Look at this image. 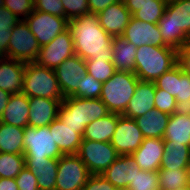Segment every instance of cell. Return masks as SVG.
<instances>
[{
  "label": "cell",
  "mask_w": 190,
  "mask_h": 190,
  "mask_svg": "<svg viewBox=\"0 0 190 190\" xmlns=\"http://www.w3.org/2000/svg\"><path fill=\"white\" fill-rule=\"evenodd\" d=\"M68 29L74 41L75 55L83 60L112 62V39L102 29L97 14L89 13L69 21Z\"/></svg>",
  "instance_id": "6da1fadb"
},
{
  "label": "cell",
  "mask_w": 190,
  "mask_h": 190,
  "mask_svg": "<svg viewBox=\"0 0 190 190\" xmlns=\"http://www.w3.org/2000/svg\"><path fill=\"white\" fill-rule=\"evenodd\" d=\"M157 24L163 42L167 46L180 50L190 38V0L168 2Z\"/></svg>",
  "instance_id": "7a4b0ae2"
},
{
  "label": "cell",
  "mask_w": 190,
  "mask_h": 190,
  "mask_svg": "<svg viewBox=\"0 0 190 190\" xmlns=\"http://www.w3.org/2000/svg\"><path fill=\"white\" fill-rule=\"evenodd\" d=\"M110 112L99 98L66 97L62 101L58 118L65 125L75 129L82 137L85 128L92 121L105 117Z\"/></svg>",
  "instance_id": "3957f363"
},
{
  "label": "cell",
  "mask_w": 190,
  "mask_h": 190,
  "mask_svg": "<svg viewBox=\"0 0 190 190\" xmlns=\"http://www.w3.org/2000/svg\"><path fill=\"white\" fill-rule=\"evenodd\" d=\"M136 52L134 73L142 81L154 82L178 63V50L171 46L143 45Z\"/></svg>",
  "instance_id": "277c9868"
},
{
  "label": "cell",
  "mask_w": 190,
  "mask_h": 190,
  "mask_svg": "<svg viewBox=\"0 0 190 190\" xmlns=\"http://www.w3.org/2000/svg\"><path fill=\"white\" fill-rule=\"evenodd\" d=\"M139 78L134 72L116 71L102 85L100 100L111 113L122 115L135 92Z\"/></svg>",
  "instance_id": "5b68a950"
},
{
  "label": "cell",
  "mask_w": 190,
  "mask_h": 190,
  "mask_svg": "<svg viewBox=\"0 0 190 190\" xmlns=\"http://www.w3.org/2000/svg\"><path fill=\"white\" fill-rule=\"evenodd\" d=\"M22 93L28 97L64 99L54 69L43 67L36 62L26 63Z\"/></svg>",
  "instance_id": "8992f818"
},
{
  "label": "cell",
  "mask_w": 190,
  "mask_h": 190,
  "mask_svg": "<svg viewBox=\"0 0 190 190\" xmlns=\"http://www.w3.org/2000/svg\"><path fill=\"white\" fill-rule=\"evenodd\" d=\"M40 45L24 20H20L11 30V38L5 54L7 58L24 63L35 62Z\"/></svg>",
  "instance_id": "52a82bcc"
},
{
  "label": "cell",
  "mask_w": 190,
  "mask_h": 190,
  "mask_svg": "<svg viewBox=\"0 0 190 190\" xmlns=\"http://www.w3.org/2000/svg\"><path fill=\"white\" fill-rule=\"evenodd\" d=\"M76 155L91 175L102 174L120 155L110 142L83 139Z\"/></svg>",
  "instance_id": "ba28073f"
},
{
  "label": "cell",
  "mask_w": 190,
  "mask_h": 190,
  "mask_svg": "<svg viewBox=\"0 0 190 190\" xmlns=\"http://www.w3.org/2000/svg\"><path fill=\"white\" fill-rule=\"evenodd\" d=\"M90 173L85 163L76 155H62L58 158L55 190H81Z\"/></svg>",
  "instance_id": "9c48e42d"
},
{
  "label": "cell",
  "mask_w": 190,
  "mask_h": 190,
  "mask_svg": "<svg viewBox=\"0 0 190 190\" xmlns=\"http://www.w3.org/2000/svg\"><path fill=\"white\" fill-rule=\"evenodd\" d=\"M63 154L54 142L49 126L24 128L25 158H59Z\"/></svg>",
  "instance_id": "30bf717a"
},
{
  "label": "cell",
  "mask_w": 190,
  "mask_h": 190,
  "mask_svg": "<svg viewBox=\"0 0 190 190\" xmlns=\"http://www.w3.org/2000/svg\"><path fill=\"white\" fill-rule=\"evenodd\" d=\"M35 35L40 47L50 43L57 35L68 29L69 20L46 12L36 11L24 19Z\"/></svg>",
  "instance_id": "8fae6325"
},
{
  "label": "cell",
  "mask_w": 190,
  "mask_h": 190,
  "mask_svg": "<svg viewBox=\"0 0 190 190\" xmlns=\"http://www.w3.org/2000/svg\"><path fill=\"white\" fill-rule=\"evenodd\" d=\"M75 55L74 41L69 29L57 35L50 43L40 48L37 64L55 69L63 61Z\"/></svg>",
  "instance_id": "7c38bea8"
},
{
  "label": "cell",
  "mask_w": 190,
  "mask_h": 190,
  "mask_svg": "<svg viewBox=\"0 0 190 190\" xmlns=\"http://www.w3.org/2000/svg\"><path fill=\"white\" fill-rule=\"evenodd\" d=\"M143 135L135 119L119 115L110 143L119 155L130 156L143 142Z\"/></svg>",
  "instance_id": "4fadbf2b"
},
{
  "label": "cell",
  "mask_w": 190,
  "mask_h": 190,
  "mask_svg": "<svg viewBox=\"0 0 190 190\" xmlns=\"http://www.w3.org/2000/svg\"><path fill=\"white\" fill-rule=\"evenodd\" d=\"M54 72L63 96L66 98L72 96L80 88V83L87 74V66L85 60L74 55L63 61L54 69Z\"/></svg>",
  "instance_id": "5bb4252c"
},
{
  "label": "cell",
  "mask_w": 190,
  "mask_h": 190,
  "mask_svg": "<svg viewBox=\"0 0 190 190\" xmlns=\"http://www.w3.org/2000/svg\"><path fill=\"white\" fill-rule=\"evenodd\" d=\"M122 37L137 48L143 45L167 46L160 33L158 24L143 22L131 17Z\"/></svg>",
  "instance_id": "9a60e30c"
},
{
  "label": "cell",
  "mask_w": 190,
  "mask_h": 190,
  "mask_svg": "<svg viewBox=\"0 0 190 190\" xmlns=\"http://www.w3.org/2000/svg\"><path fill=\"white\" fill-rule=\"evenodd\" d=\"M132 14L123 0L111 4L97 14L100 26L112 37L122 36L129 24Z\"/></svg>",
  "instance_id": "2e32d148"
},
{
  "label": "cell",
  "mask_w": 190,
  "mask_h": 190,
  "mask_svg": "<svg viewBox=\"0 0 190 190\" xmlns=\"http://www.w3.org/2000/svg\"><path fill=\"white\" fill-rule=\"evenodd\" d=\"M63 100L29 97L28 125L35 128L49 126L58 118L60 105Z\"/></svg>",
  "instance_id": "e0dca14e"
},
{
  "label": "cell",
  "mask_w": 190,
  "mask_h": 190,
  "mask_svg": "<svg viewBox=\"0 0 190 190\" xmlns=\"http://www.w3.org/2000/svg\"><path fill=\"white\" fill-rule=\"evenodd\" d=\"M163 138H144L140 147L130 156L144 171H158L164 154Z\"/></svg>",
  "instance_id": "ac0fdd59"
},
{
  "label": "cell",
  "mask_w": 190,
  "mask_h": 190,
  "mask_svg": "<svg viewBox=\"0 0 190 190\" xmlns=\"http://www.w3.org/2000/svg\"><path fill=\"white\" fill-rule=\"evenodd\" d=\"M156 86L154 82L139 80L134 95L129 100L125 112L128 118L136 119L155 108Z\"/></svg>",
  "instance_id": "d6986e66"
},
{
  "label": "cell",
  "mask_w": 190,
  "mask_h": 190,
  "mask_svg": "<svg viewBox=\"0 0 190 190\" xmlns=\"http://www.w3.org/2000/svg\"><path fill=\"white\" fill-rule=\"evenodd\" d=\"M141 171L131 156L120 155L102 174L117 189H127L136 172Z\"/></svg>",
  "instance_id": "ffe728a7"
},
{
  "label": "cell",
  "mask_w": 190,
  "mask_h": 190,
  "mask_svg": "<svg viewBox=\"0 0 190 190\" xmlns=\"http://www.w3.org/2000/svg\"><path fill=\"white\" fill-rule=\"evenodd\" d=\"M25 164L37 177L39 190H55L58 158H25Z\"/></svg>",
  "instance_id": "44dd1931"
},
{
  "label": "cell",
  "mask_w": 190,
  "mask_h": 190,
  "mask_svg": "<svg viewBox=\"0 0 190 190\" xmlns=\"http://www.w3.org/2000/svg\"><path fill=\"white\" fill-rule=\"evenodd\" d=\"M26 63L5 57L0 60V89L21 93Z\"/></svg>",
  "instance_id": "7402d4cb"
},
{
  "label": "cell",
  "mask_w": 190,
  "mask_h": 190,
  "mask_svg": "<svg viewBox=\"0 0 190 190\" xmlns=\"http://www.w3.org/2000/svg\"><path fill=\"white\" fill-rule=\"evenodd\" d=\"M49 131L63 155L76 154L78 152L83 137L76 133L74 128L65 125L57 118L49 125Z\"/></svg>",
  "instance_id": "603a6c76"
},
{
  "label": "cell",
  "mask_w": 190,
  "mask_h": 190,
  "mask_svg": "<svg viewBox=\"0 0 190 190\" xmlns=\"http://www.w3.org/2000/svg\"><path fill=\"white\" fill-rule=\"evenodd\" d=\"M28 117L29 97L22 92L11 94L0 122L25 128L28 126Z\"/></svg>",
  "instance_id": "cb8c5ba5"
},
{
  "label": "cell",
  "mask_w": 190,
  "mask_h": 190,
  "mask_svg": "<svg viewBox=\"0 0 190 190\" xmlns=\"http://www.w3.org/2000/svg\"><path fill=\"white\" fill-rule=\"evenodd\" d=\"M163 139L190 145V110H178L170 115Z\"/></svg>",
  "instance_id": "d4e9b609"
},
{
  "label": "cell",
  "mask_w": 190,
  "mask_h": 190,
  "mask_svg": "<svg viewBox=\"0 0 190 190\" xmlns=\"http://www.w3.org/2000/svg\"><path fill=\"white\" fill-rule=\"evenodd\" d=\"M170 115L156 108L135 119L144 138H163Z\"/></svg>",
  "instance_id": "484cf974"
},
{
  "label": "cell",
  "mask_w": 190,
  "mask_h": 190,
  "mask_svg": "<svg viewBox=\"0 0 190 190\" xmlns=\"http://www.w3.org/2000/svg\"><path fill=\"white\" fill-rule=\"evenodd\" d=\"M137 47L122 36L112 39V62L117 71H135Z\"/></svg>",
  "instance_id": "4316f807"
},
{
  "label": "cell",
  "mask_w": 190,
  "mask_h": 190,
  "mask_svg": "<svg viewBox=\"0 0 190 190\" xmlns=\"http://www.w3.org/2000/svg\"><path fill=\"white\" fill-rule=\"evenodd\" d=\"M164 147L160 169H190V145L164 141Z\"/></svg>",
  "instance_id": "83f0119b"
},
{
  "label": "cell",
  "mask_w": 190,
  "mask_h": 190,
  "mask_svg": "<svg viewBox=\"0 0 190 190\" xmlns=\"http://www.w3.org/2000/svg\"><path fill=\"white\" fill-rule=\"evenodd\" d=\"M118 113H109L105 117L92 121L85 128L83 139L110 142L118 122Z\"/></svg>",
  "instance_id": "f1b7e54d"
},
{
  "label": "cell",
  "mask_w": 190,
  "mask_h": 190,
  "mask_svg": "<svg viewBox=\"0 0 190 190\" xmlns=\"http://www.w3.org/2000/svg\"><path fill=\"white\" fill-rule=\"evenodd\" d=\"M0 152L24 154V128L0 122Z\"/></svg>",
  "instance_id": "f546056e"
},
{
  "label": "cell",
  "mask_w": 190,
  "mask_h": 190,
  "mask_svg": "<svg viewBox=\"0 0 190 190\" xmlns=\"http://www.w3.org/2000/svg\"><path fill=\"white\" fill-rule=\"evenodd\" d=\"M159 190H187L190 188V169H159Z\"/></svg>",
  "instance_id": "4dcf8cb0"
},
{
  "label": "cell",
  "mask_w": 190,
  "mask_h": 190,
  "mask_svg": "<svg viewBox=\"0 0 190 190\" xmlns=\"http://www.w3.org/2000/svg\"><path fill=\"white\" fill-rule=\"evenodd\" d=\"M25 166L24 154L0 152V178L15 179Z\"/></svg>",
  "instance_id": "1f68e13d"
},
{
  "label": "cell",
  "mask_w": 190,
  "mask_h": 190,
  "mask_svg": "<svg viewBox=\"0 0 190 190\" xmlns=\"http://www.w3.org/2000/svg\"><path fill=\"white\" fill-rule=\"evenodd\" d=\"M87 74L93 76L97 81L106 82L117 71L113 62L98 60H85Z\"/></svg>",
  "instance_id": "d6a6232c"
},
{
  "label": "cell",
  "mask_w": 190,
  "mask_h": 190,
  "mask_svg": "<svg viewBox=\"0 0 190 190\" xmlns=\"http://www.w3.org/2000/svg\"><path fill=\"white\" fill-rule=\"evenodd\" d=\"M19 21V18L0 4V47L4 51L11 38V30Z\"/></svg>",
  "instance_id": "836d02e7"
},
{
  "label": "cell",
  "mask_w": 190,
  "mask_h": 190,
  "mask_svg": "<svg viewBox=\"0 0 190 190\" xmlns=\"http://www.w3.org/2000/svg\"><path fill=\"white\" fill-rule=\"evenodd\" d=\"M127 190H159L158 171L141 170L136 172Z\"/></svg>",
  "instance_id": "e575fe53"
},
{
  "label": "cell",
  "mask_w": 190,
  "mask_h": 190,
  "mask_svg": "<svg viewBox=\"0 0 190 190\" xmlns=\"http://www.w3.org/2000/svg\"><path fill=\"white\" fill-rule=\"evenodd\" d=\"M179 110H190V75L179 64V81L175 97Z\"/></svg>",
  "instance_id": "d590c367"
},
{
  "label": "cell",
  "mask_w": 190,
  "mask_h": 190,
  "mask_svg": "<svg viewBox=\"0 0 190 190\" xmlns=\"http://www.w3.org/2000/svg\"><path fill=\"white\" fill-rule=\"evenodd\" d=\"M179 81V63L173 68L166 71L163 75L157 78L154 83L156 88L167 91L170 95L177 96V87Z\"/></svg>",
  "instance_id": "8d00e7d4"
},
{
  "label": "cell",
  "mask_w": 190,
  "mask_h": 190,
  "mask_svg": "<svg viewBox=\"0 0 190 190\" xmlns=\"http://www.w3.org/2000/svg\"><path fill=\"white\" fill-rule=\"evenodd\" d=\"M103 83L97 81L93 76L86 74L80 83V88L72 95L77 98H100Z\"/></svg>",
  "instance_id": "74e56055"
},
{
  "label": "cell",
  "mask_w": 190,
  "mask_h": 190,
  "mask_svg": "<svg viewBox=\"0 0 190 190\" xmlns=\"http://www.w3.org/2000/svg\"><path fill=\"white\" fill-rule=\"evenodd\" d=\"M167 4H146L136 11L132 17L152 24H157L163 16Z\"/></svg>",
  "instance_id": "f35d334b"
},
{
  "label": "cell",
  "mask_w": 190,
  "mask_h": 190,
  "mask_svg": "<svg viewBox=\"0 0 190 190\" xmlns=\"http://www.w3.org/2000/svg\"><path fill=\"white\" fill-rule=\"evenodd\" d=\"M0 4L20 20L27 18L34 10V0H0Z\"/></svg>",
  "instance_id": "ab89813d"
},
{
  "label": "cell",
  "mask_w": 190,
  "mask_h": 190,
  "mask_svg": "<svg viewBox=\"0 0 190 190\" xmlns=\"http://www.w3.org/2000/svg\"><path fill=\"white\" fill-rule=\"evenodd\" d=\"M155 108L169 115L179 110L175 97L159 88H156Z\"/></svg>",
  "instance_id": "60d3db41"
},
{
  "label": "cell",
  "mask_w": 190,
  "mask_h": 190,
  "mask_svg": "<svg viewBox=\"0 0 190 190\" xmlns=\"http://www.w3.org/2000/svg\"><path fill=\"white\" fill-rule=\"evenodd\" d=\"M62 4L65 18L69 21L90 13L88 0H62Z\"/></svg>",
  "instance_id": "b9f144b4"
},
{
  "label": "cell",
  "mask_w": 190,
  "mask_h": 190,
  "mask_svg": "<svg viewBox=\"0 0 190 190\" xmlns=\"http://www.w3.org/2000/svg\"><path fill=\"white\" fill-rule=\"evenodd\" d=\"M34 10L65 18L62 0H34Z\"/></svg>",
  "instance_id": "7bdbcfd3"
},
{
  "label": "cell",
  "mask_w": 190,
  "mask_h": 190,
  "mask_svg": "<svg viewBox=\"0 0 190 190\" xmlns=\"http://www.w3.org/2000/svg\"><path fill=\"white\" fill-rule=\"evenodd\" d=\"M19 190H39L37 177L25 166L15 178Z\"/></svg>",
  "instance_id": "ee69618b"
},
{
  "label": "cell",
  "mask_w": 190,
  "mask_h": 190,
  "mask_svg": "<svg viewBox=\"0 0 190 190\" xmlns=\"http://www.w3.org/2000/svg\"><path fill=\"white\" fill-rule=\"evenodd\" d=\"M81 190H118V189L99 174V175H90L86 184L83 186Z\"/></svg>",
  "instance_id": "f6af8a7d"
},
{
  "label": "cell",
  "mask_w": 190,
  "mask_h": 190,
  "mask_svg": "<svg viewBox=\"0 0 190 190\" xmlns=\"http://www.w3.org/2000/svg\"><path fill=\"white\" fill-rule=\"evenodd\" d=\"M126 8L133 15L146 4H167L165 0H123Z\"/></svg>",
  "instance_id": "bcb514c9"
},
{
  "label": "cell",
  "mask_w": 190,
  "mask_h": 190,
  "mask_svg": "<svg viewBox=\"0 0 190 190\" xmlns=\"http://www.w3.org/2000/svg\"><path fill=\"white\" fill-rule=\"evenodd\" d=\"M121 0H88L90 13L98 14L113 3Z\"/></svg>",
  "instance_id": "7dc6e473"
},
{
  "label": "cell",
  "mask_w": 190,
  "mask_h": 190,
  "mask_svg": "<svg viewBox=\"0 0 190 190\" xmlns=\"http://www.w3.org/2000/svg\"><path fill=\"white\" fill-rule=\"evenodd\" d=\"M0 190H19L15 179L0 178Z\"/></svg>",
  "instance_id": "c3c4849f"
},
{
  "label": "cell",
  "mask_w": 190,
  "mask_h": 190,
  "mask_svg": "<svg viewBox=\"0 0 190 190\" xmlns=\"http://www.w3.org/2000/svg\"><path fill=\"white\" fill-rule=\"evenodd\" d=\"M10 96L11 94L9 92L0 89V118L2 117V114L7 106Z\"/></svg>",
  "instance_id": "681fc988"
},
{
  "label": "cell",
  "mask_w": 190,
  "mask_h": 190,
  "mask_svg": "<svg viewBox=\"0 0 190 190\" xmlns=\"http://www.w3.org/2000/svg\"><path fill=\"white\" fill-rule=\"evenodd\" d=\"M178 58H190V38L187 44L178 50Z\"/></svg>",
  "instance_id": "f907efd6"
},
{
  "label": "cell",
  "mask_w": 190,
  "mask_h": 190,
  "mask_svg": "<svg viewBox=\"0 0 190 190\" xmlns=\"http://www.w3.org/2000/svg\"><path fill=\"white\" fill-rule=\"evenodd\" d=\"M178 63L183 71L190 75V58H178Z\"/></svg>",
  "instance_id": "816d5d0a"
},
{
  "label": "cell",
  "mask_w": 190,
  "mask_h": 190,
  "mask_svg": "<svg viewBox=\"0 0 190 190\" xmlns=\"http://www.w3.org/2000/svg\"><path fill=\"white\" fill-rule=\"evenodd\" d=\"M6 57L5 51L0 47V60Z\"/></svg>",
  "instance_id": "f5cc1de1"
}]
</instances>
